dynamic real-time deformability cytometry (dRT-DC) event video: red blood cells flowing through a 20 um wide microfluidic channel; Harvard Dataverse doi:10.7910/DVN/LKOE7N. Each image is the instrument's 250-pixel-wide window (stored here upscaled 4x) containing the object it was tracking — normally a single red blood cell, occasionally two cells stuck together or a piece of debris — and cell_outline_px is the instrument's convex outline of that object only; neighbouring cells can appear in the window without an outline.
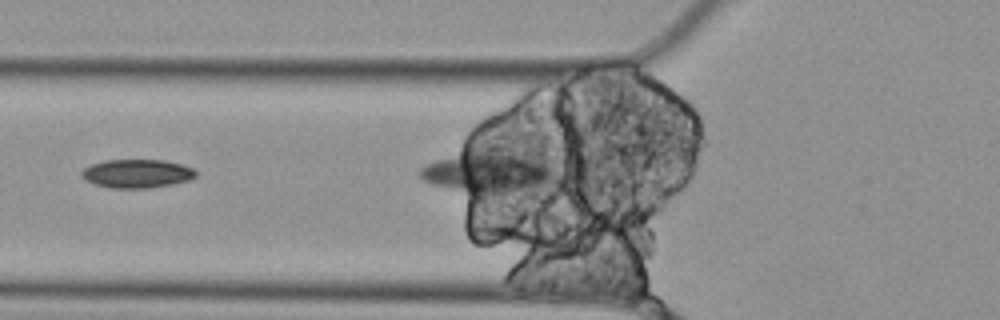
{"species": "Egyptian fruit bat (a non-hibernating species)", "species_latin": "Rousettus aegyptiacus", "temperature_condition": "cold", "stored_images_in_passage": 3, "camera_frame_rate_fps": 3000, "um_per_image_px": 0.085, "animal": {"sex": "female"}, "frame": {"image": 1, "passage_image": 2, "time_ms": 0.333, "image_size_px": [1000, 320], "cell_outline_px": [[196, 176], [188, 180], [172, 184], [148, 188], [112, 188], [96, 184], [84, 180], [80, 176], [80, 172], [84, 168], [92, 164], [104, 160], [164, 160], [180, 164], [192, 168], [196, 172]], "centroid_in_image_um": [11.6, 14.75], "position_along_channel_um": 114.2, "area_um2": 18.96}}